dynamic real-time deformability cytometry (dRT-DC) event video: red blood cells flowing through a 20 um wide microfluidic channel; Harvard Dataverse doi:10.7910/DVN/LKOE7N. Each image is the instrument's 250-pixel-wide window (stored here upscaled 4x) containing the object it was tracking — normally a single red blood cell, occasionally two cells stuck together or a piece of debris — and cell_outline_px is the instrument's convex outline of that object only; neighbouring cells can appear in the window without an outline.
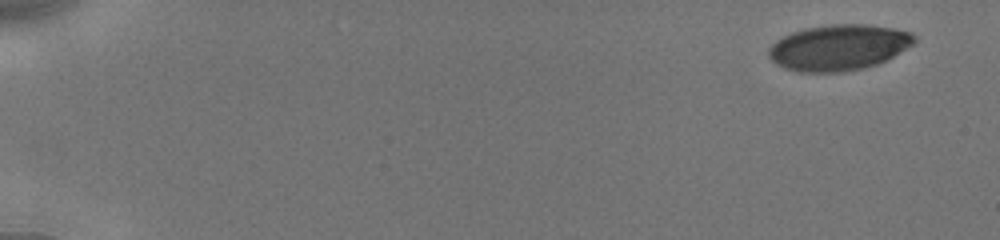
{"species": "human", "species_latin": "Homo sapiens", "temperature_condition": "cold", "stored_images_in_passage": 12, "camera_frame_rate_fps": 3000, "um_per_image_px": 0.085, "donor": {"sex": "male"}, "frame": {"image": 1, "passage_image": 1, "time_ms": 0.0, "image_size_px": [1000, 240], "cell_outline_px": [[916, 40], [912, 44], [888, 60], [864, 68], [844, 72], [800, 72], [784, 68], [776, 64], [768, 56], [768, 48], [776, 40], [792, 32], [804, 28], [832, 24], [864, 24], [892, 28], [912, 32], [916, 36]], "centroid_in_image_um": [71.28, 4.04], "position_along_channel_um": 13.7, "area_um2": 39.02}}
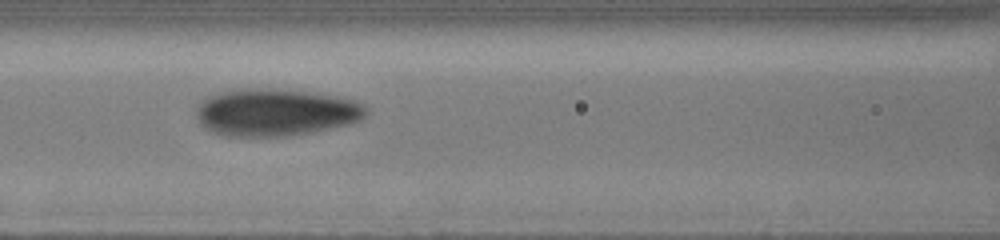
{"frame": {"image": 2, "passage_image": 9, "time_ms": 7.667, "image_size_px": [1000, 240], "cell_outline_px": [[368, 112], [360, 120], [352, 124], [312, 132], [288, 136], [224, 136], [212, 132], [204, 128], [200, 124], [196, 116], [196, 104], [208, 96], [220, 92], [244, 88], [268, 88], [304, 92], [336, 96], [352, 100], [364, 104]], "centroid_in_image_um": [23.39, 9.56], "position_along_channel_um": 143.2, "area_um2": 46.99}}
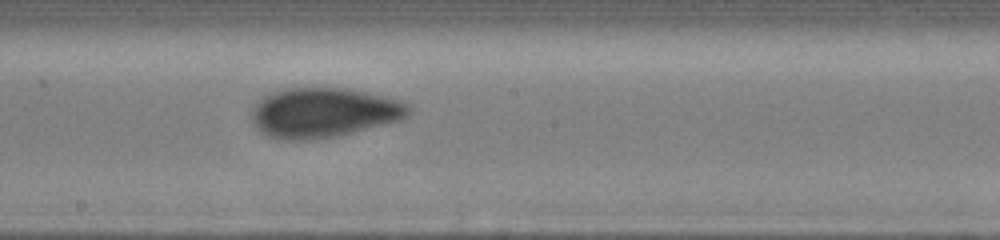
{"frame": {"image": 3, "passage_image": 12, "time_ms": 9.667, "image_size_px": [1000, 240], "cell_outline_px": [[412, 108], [408, 116], [400, 120], [336, 136], [308, 140], [284, 140], [268, 136], [260, 132], [256, 128], [252, 120], [252, 108], [264, 96], [272, 92], [284, 88], [344, 88], [384, 96], [400, 100], [408, 104]], "centroid_in_image_um": [27.49, 9.57], "position_along_channel_um": 220.7, "area_um2": 45.37}}